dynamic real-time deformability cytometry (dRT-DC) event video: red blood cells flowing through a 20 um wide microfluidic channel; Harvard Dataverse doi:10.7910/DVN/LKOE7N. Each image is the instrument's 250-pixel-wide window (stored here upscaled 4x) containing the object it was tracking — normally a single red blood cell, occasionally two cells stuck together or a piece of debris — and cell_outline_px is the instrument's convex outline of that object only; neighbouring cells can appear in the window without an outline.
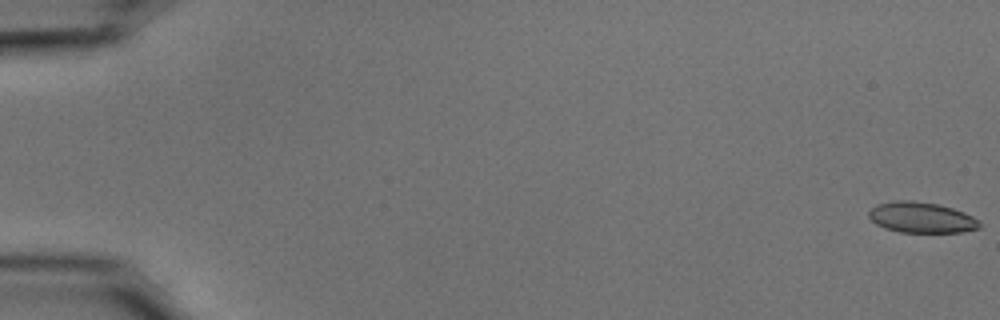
{"species": "common noctule bat (a hibernating species)", "species_latin": "Nyctalus noctula", "temperature_condition": "cold", "stored_images_in_passage": 55, "camera_frame_rate_fps": 3000, "um_per_image_px": 0.085, "animal": {"sex": "male", "body_mass_g": 15.6}, "frame": {"image": 1, "passage_image": 1, "time_ms": 0.0, "image_size_px": [1000, 320], "cell_outline_px": [[980, 228], [960, 232], [900, 232], [884, 228], [876, 224], [868, 216], [868, 212], [876, 204], [892, 200], [912, 200], [936, 204], [952, 208], [964, 212], [980, 220]], "centroid_in_image_um": [78.3, 18.48], "position_along_channel_um": 6.7, "area_um2": 19.88}}
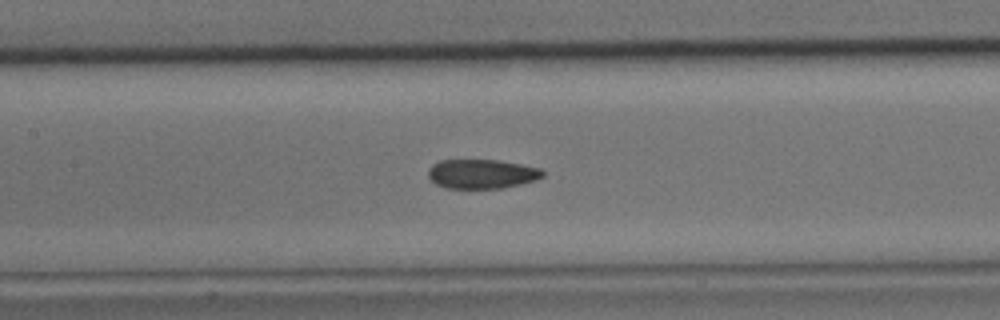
{"frame": {"image": 2, "passage_image": 27, "time_ms": 8.667, "image_size_px": [1000, 320], "cell_outline_px": [[544, 176], [536, 180], [520, 184], [500, 188], [448, 188], [436, 184], [428, 176], [428, 168], [432, 164], [440, 160], [500, 160], [540, 168], [544, 172]], "centroid_in_image_um": [40.95, 14.77], "position_along_channel_um": 166.5, "area_um2": 19.54}}
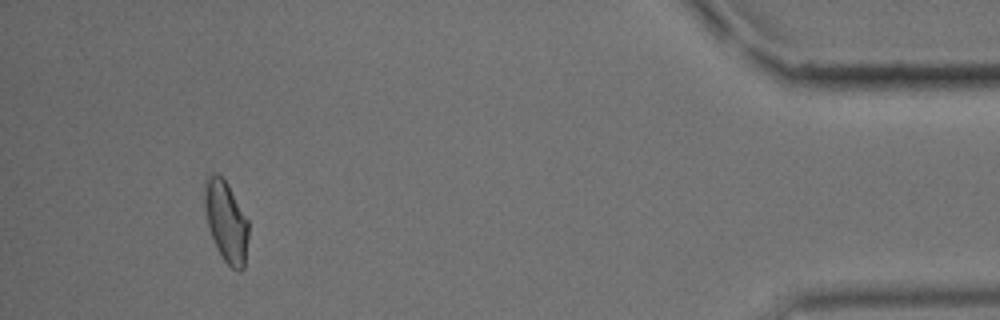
{"frame": {"image": 3, "passage_image": 52, "time_ms": 17.0, "image_size_px": [1000, 320], "cell_outline_px": [[248, 236], [244, 268], [240, 272], [232, 268], [224, 260], [216, 248], [208, 228], [204, 204], [204, 180], [208, 176], [216, 172], [228, 184], [248, 220]], "centroid_in_image_um": [19.2, 18.83], "position_along_channel_um": 416.0, "area_um2": 20.81}, "authors_computed_cell_mechanics": {"area_um2": 20.3456, "velocity_mm_per_s": 3.7041, "shape_relaxation_time_tau1_ms": 7.7771, "shape_relaxation_time_tau2_ms": 2.2636, "deformation_change_tau1": 0.1514, "deformation_change_tau2": 0.073}}